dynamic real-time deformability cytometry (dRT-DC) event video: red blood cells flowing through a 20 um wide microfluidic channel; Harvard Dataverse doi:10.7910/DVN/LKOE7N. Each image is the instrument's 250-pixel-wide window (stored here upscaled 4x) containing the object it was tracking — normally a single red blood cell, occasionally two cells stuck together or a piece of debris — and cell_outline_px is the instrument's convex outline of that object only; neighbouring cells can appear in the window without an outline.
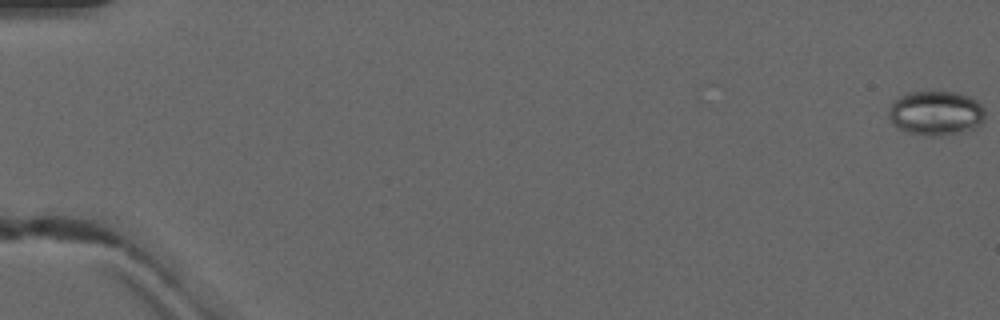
{"species": "common noctule bat (a hibernating species)", "species_latin": "Nyctalus noctula", "temperature_condition": "warm", "stored_images_in_passage": 8, "camera_frame_rate_fps": 3000, "um_per_image_px": 0.085, "animal": {"sex": "male", "forearm_length_mm": 52.5}, "frame": {"image": 1, "passage_image": 1, "time_ms": 0.0, "image_size_px": [1000, 320], "cell_outline_px": [[984, 120], [980, 124], [964, 132], [936, 136], [924, 136], [908, 132], [892, 124], [888, 116], [888, 108], [900, 96], [908, 92], [956, 92], [968, 96], [976, 100], [984, 108]], "centroid_in_image_um": [79.54, 9.62], "position_along_channel_um": 5.5, "area_um2": 24.97}}
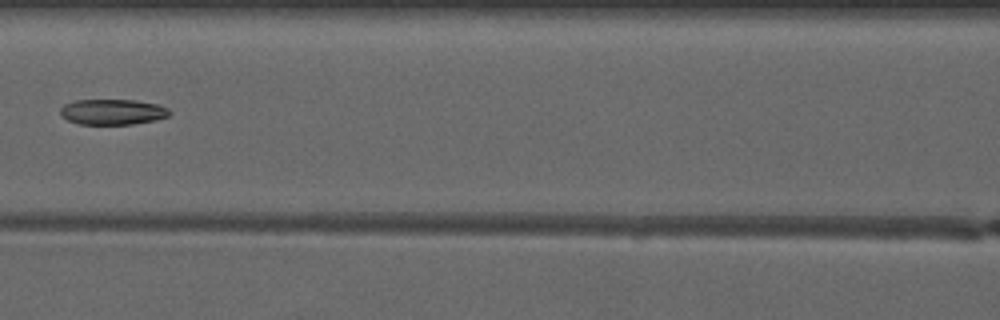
{"frame": {"image": 2, "passage_image": 7, "time_ms": 8.0, "image_size_px": [1000, 320], "cell_outline_px": [[168, 116], [156, 120], [132, 124], [80, 124], [68, 120], [60, 116], [60, 108], [64, 104], [76, 100], [136, 100], [156, 104], [168, 108]], "centroid_in_image_um": [9.53, 9.51], "position_along_channel_um": 157.1, "area_um2": 16.18}}
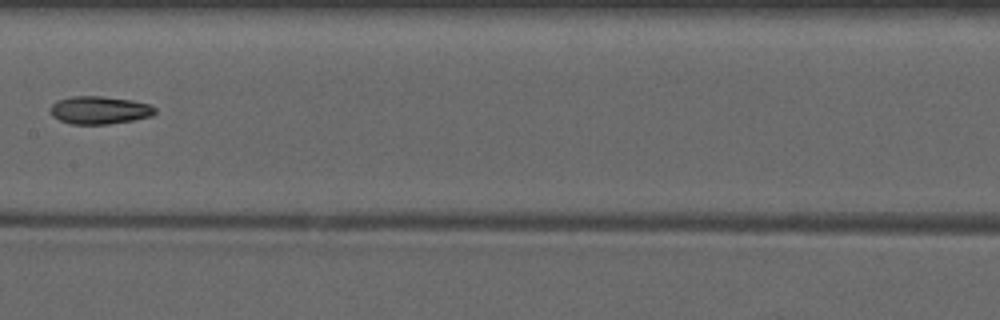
{"frame": {"image": 3, "passage_image": 8, "time_ms": 9.0, "image_size_px": [1000, 320], "cell_outline_px": [[156, 112], [152, 116], [132, 120], [108, 124], [72, 124], [60, 120], [52, 116], [48, 108], [56, 100], [72, 96], [100, 96], [132, 100], [148, 104], [156, 108]], "centroid_in_image_um": [8.42, 9.35], "position_along_channel_um": 199.0, "area_um2": 17.05}}